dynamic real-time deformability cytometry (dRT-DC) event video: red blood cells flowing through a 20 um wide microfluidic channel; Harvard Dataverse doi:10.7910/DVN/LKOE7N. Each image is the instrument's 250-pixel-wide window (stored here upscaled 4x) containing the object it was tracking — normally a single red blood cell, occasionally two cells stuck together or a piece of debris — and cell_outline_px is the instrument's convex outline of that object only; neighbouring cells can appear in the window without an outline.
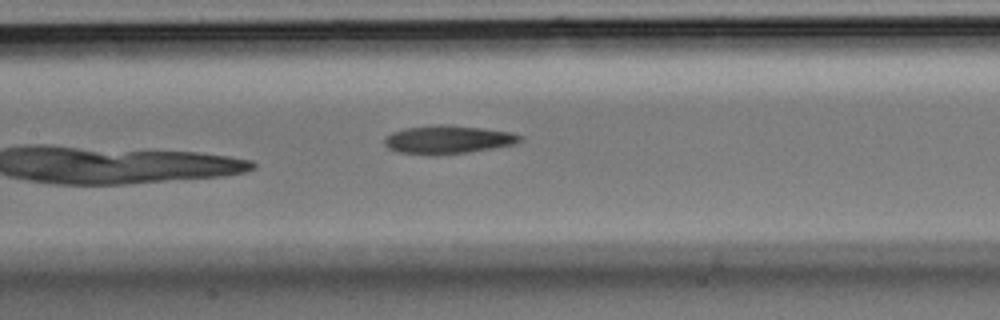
{"species": "Egyptian fruit bat (a non-hibernating species)", "species_latin": "Rousettus aegyptiacus", "temperature_condition": "room temperature", "stored_images_in_passage": 13, "camera_frame_rate_fps": 3000, "um_per_image_px": 0.085, "animal": {"sex": "male"}, "frame": {"image": 1, "passage_image": 13, "time_ms": 4.0, "image_size_px": [1000, 320], "cell_outline_px": [[524, 140], [512, 144], [492, 148], [468, 152], [396, 152], [388, 148], [384, 144], [384, 136], [392, 132], [408, 128], [440, 124], [484, 128], [512, 132], [524, 136]], "centroid_in_image_um": [38.12, 11.82], "position_along_channel_um": 169.3, "area_um2": 21.5}}